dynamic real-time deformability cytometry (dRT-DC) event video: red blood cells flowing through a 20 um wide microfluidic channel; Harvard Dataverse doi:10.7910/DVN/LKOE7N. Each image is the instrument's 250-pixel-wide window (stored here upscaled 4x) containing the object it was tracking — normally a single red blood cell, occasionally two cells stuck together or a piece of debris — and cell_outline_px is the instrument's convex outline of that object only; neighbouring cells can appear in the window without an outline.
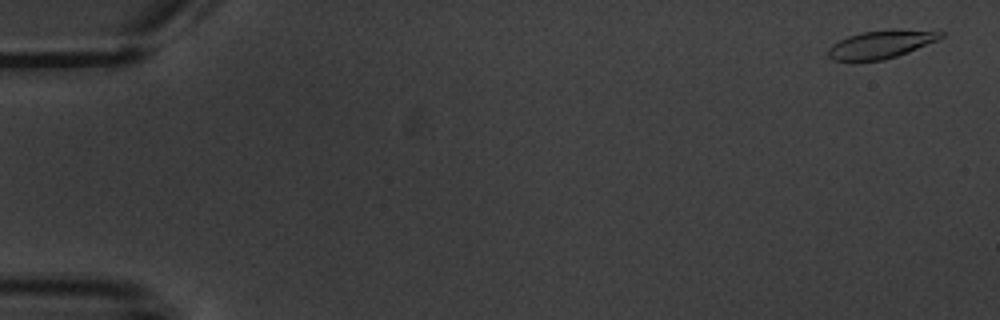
{"species": "common noctule bat (a hibernating species)", "species_latin": "Nyctalus noctula", "temperature_condition": "warm", "stored_images_in_passage": 5, "camera_frame_rate_fps": 3000, "um_per_image_px": 0.085, "animal": {"sex": "male", "body_mass_g": 20.1, "forearm_length_mm": 53.5}, "frame": {"image": 1, "passage_image": 1, "time_ms": 0.0, "image_size_px": [1000, 320], "cell_outline_px": [[944, 36], [936, 40], [896, 56], [884, 60], [832, 60], [828, 56], [828, 48], [832, 44], [848, 36], [860, 32], [944, 32]], "centroid_in_image_um": [74.74, 3.82], "position_along_channel_um": 10.3, "area_um2": 16.99}}
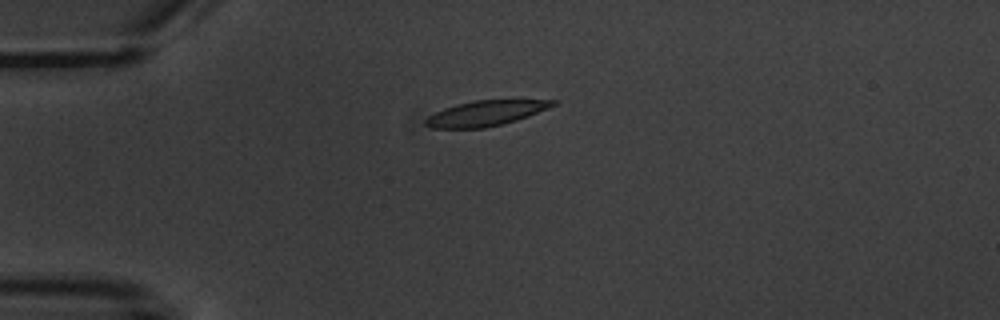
{"frame": {"image": 2, "passage_image": 4, "time_ms": 4.333, "image_size_px": [1000, 320], "cell_outline_px": [[560, 100], [556, 104], [548, 108], [528, 116], [516, 120], [484, 128], [428, 128], [424, 124], [424, 120], [428, 116], [444, 108], [456, 104], [476, 100]], "centroid_in_image_um": [41.25, 9.62], "position_along_channel_um": 43.8, "area_um2": 18.61}}